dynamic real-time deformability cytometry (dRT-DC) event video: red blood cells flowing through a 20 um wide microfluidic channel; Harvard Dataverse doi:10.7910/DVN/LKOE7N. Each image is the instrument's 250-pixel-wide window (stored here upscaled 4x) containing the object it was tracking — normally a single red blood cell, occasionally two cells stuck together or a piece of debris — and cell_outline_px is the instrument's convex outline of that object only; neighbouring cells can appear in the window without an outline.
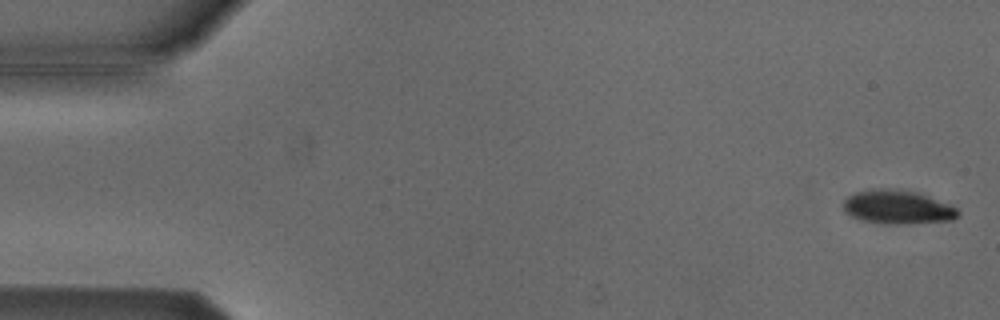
{"species": "Egyptian fruit bat (a non-hibernating species)", "species_latin": "Rousettus aegyptiacus", "temperature_condition": "cold", "stored_images_in_passage": 54, "camera_frame_rate_fps": 3000, "um_per_image_px": 0.085, "animal": {"sex": "male"}, "frame": {"image": 1, "passage_image": 2, "time_ms": 0.333, "image_size_px": [1000, 320], "cell_outline_px": [[960, 216], [952, 220], [908, 224], [884, 224], [860, 220], [844, 212], [844, 200], [848, 196], [856, 192], [872, 188], [892, 188], [920, 192], [948, 204], [956, 208], [960, 212]], "centroid_in_image_um": [76.3, 17.6], "position_along_channel_um": 8.7, "area_um2": 22.95}}
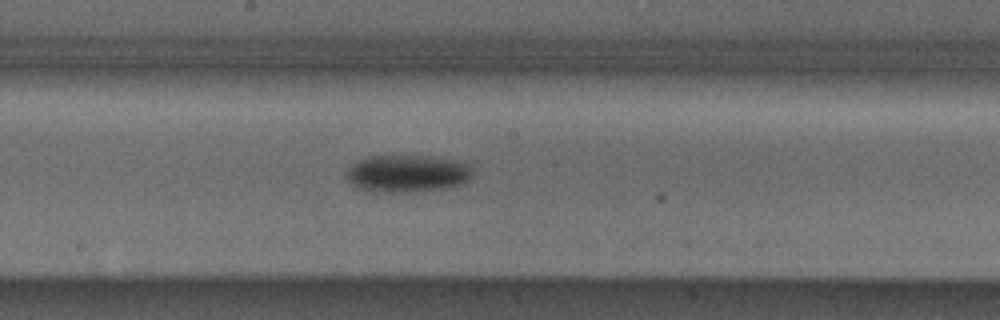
{"frame": {"image": 2, "passage_image": 29, "time_ms": 9.333, "image_size_px": [1000, 320], "cell_outline_px": [[472, 176], [464, 184], [452, 188], [416, 192], [372, 192], [360, 188], [352, 184], [344, 176], [344, 172], [352, 164], [368, 156], [428, 156], [452, 160], [468, 164], [472, 168]], "centroid_in_image_um": [34.62, 14.77], "position_along_channel_um": 213.6, "area_um2": 27.86}}
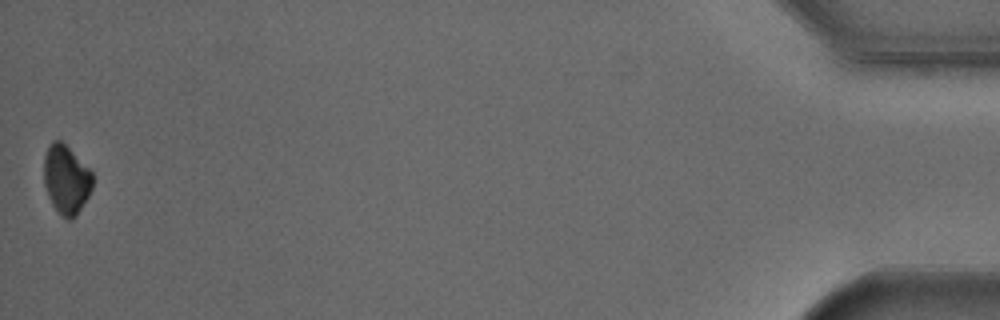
{"frame": {"image": 3, "passage_image": 54, "time_ms": 17.667, "image_size_px": [1000, 320], "cell_outline_px": [[92, 188], [88, 196], [76, 216], [72, 220], [68, 220], [52, 204], [48, 196], [44, 184], [44, 156], [48, 144], [52, 140], [60, 140], [92, 172]], "centroid_in_image_um": [5.61, 15.25], "position_along_channel_um": 429.6, "area_um2": 19.25}, "authors_computed_cell_mechanics": {"area_um2": 24.7673, "velocity_mm_per_s": 3.7957, "shape_relaxation_time_tau1_ms": 2.0304, "shape_relaxation_time_tau2_ms": null, "deformation_change_tau1": 0.071, "deformation_change_tau2": null}}